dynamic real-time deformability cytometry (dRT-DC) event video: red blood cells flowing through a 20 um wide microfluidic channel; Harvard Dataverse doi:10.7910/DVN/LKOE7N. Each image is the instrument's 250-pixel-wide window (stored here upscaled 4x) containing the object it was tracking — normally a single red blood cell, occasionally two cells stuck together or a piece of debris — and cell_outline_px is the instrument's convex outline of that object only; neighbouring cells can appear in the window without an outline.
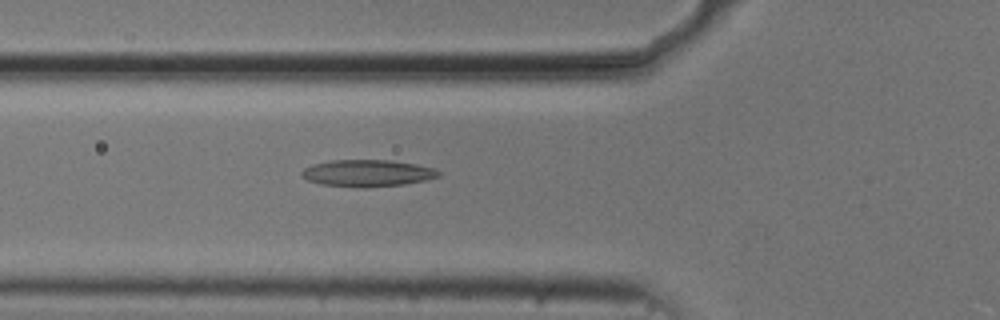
{"species": "common noctule bat (a hibernating species)", "species_latin": "Nyctalus noctula", "temperature_condition": "cold", "stored_images_in_passage": 18, "camera_frame_rate_fps": 3000, "um_per_image_px": 0.085, "animal": {"sex": "male", "body_mass_g": 20.5, "forearm_length_mm": 52.5}, "frame": {"image": 1, "passage_image": 18, "time_ms": 5.667, "image_size_px": [1000, 320], "cell_outline_px": [[440, 176], [428, 180], [404, 184], [364, 188], [320, 184], [308, 180], [300, 176], [300, 172], [304, 168], [312, 164], [332, 160], [392, 160], [416, 164], [432, 168], [440, 172]], "centroid_in_image_um": [31.21, 14.72], "position_along_channel_um": 94.6, "area_um2": 21.56}}